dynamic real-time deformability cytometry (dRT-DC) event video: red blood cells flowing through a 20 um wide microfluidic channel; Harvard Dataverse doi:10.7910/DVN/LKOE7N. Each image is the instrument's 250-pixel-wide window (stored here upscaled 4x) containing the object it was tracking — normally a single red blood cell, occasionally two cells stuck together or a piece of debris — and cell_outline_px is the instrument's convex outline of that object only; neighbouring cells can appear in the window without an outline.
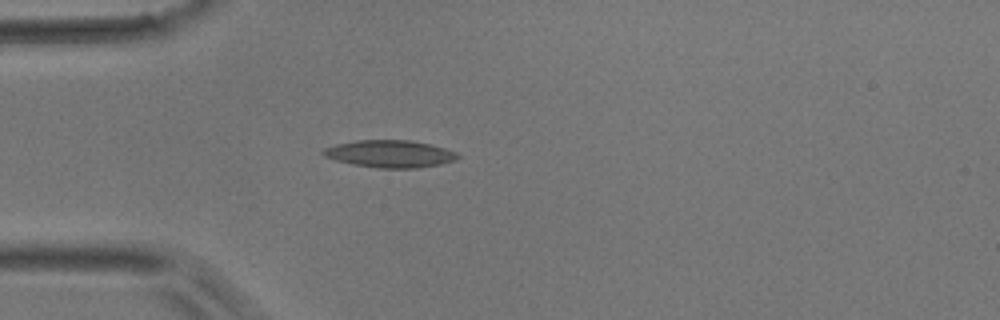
{"species": "common noctule bat (a hibernating species)", "species_latin": "Nyctalus noctula", "temperature_condition": "room temperature", "stored_images_in_passage": 27, "camera_frame_rate_fps": 3000, "um_per_image_px": 0.085, "animal": {"sex": "male", "body_mass_g": 17.9}, "frame": {"image": 1, "passage_image": 1, "time_ms": 0.0, "image_size_px": [1000, 320], "cell_outline_px": [[460, 156], [456, 160], [440, 164], [416, 168], [380, 168], [352, 164], [336, 160], [324, 156], [320, 152], [324, 148], [336, 144], [356, 140], [412, 140], [444, 148], [456, 152]], "centroid_in_image_um": [33.13, 13.07], "position_along_channel_um": 51.9, "area_um2": 21.33}}
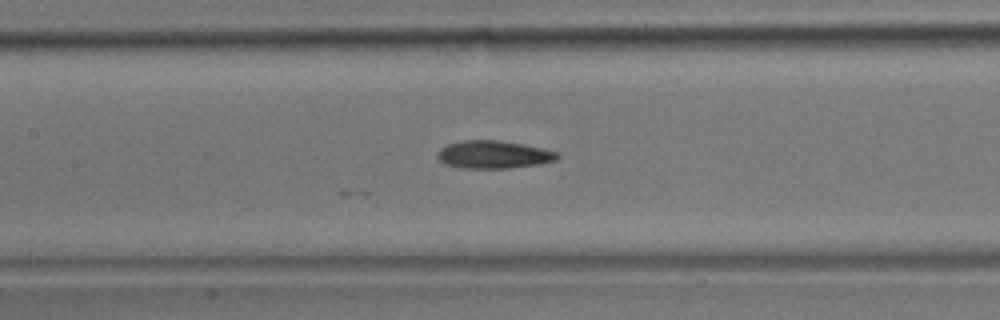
{"frame": {"image": 2, "passage_image": 10, "time_ms": 3.0, "image_size_px": [1000, 320], "cell_outline_px": [[560, 156], [556, 160], [540, 164], [508, 168], [464, 168], [444, 164], [436, 156], [436, 152], [440, 148], [448, 144], [464, 140], [496, 140], [524, 144], [544, 148], [560, 152]], "centroid_in_image_um": [41.98, 13.13], "position_along_channel_um": 165.4, "area_um2": 19.59}}
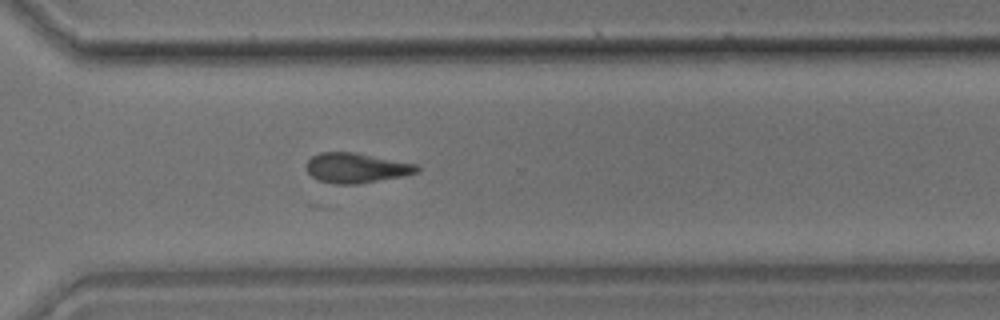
{"frame": {"image": 3, "passage_image": 23, "time_ms": 7.333, "image_size_px": [1000, 320], "cell_outline_px": [[420, 172], [404, 176], [360, 184], [332, 184], [316, 180], [304, 168], [308, 160], [312, 156], [320, 152], [352, 152], [420, 164]], "centroid_in_image_um": [30.31, 14.28], "position_along_channel_um": 340.3, "area_um2": 19.71}}